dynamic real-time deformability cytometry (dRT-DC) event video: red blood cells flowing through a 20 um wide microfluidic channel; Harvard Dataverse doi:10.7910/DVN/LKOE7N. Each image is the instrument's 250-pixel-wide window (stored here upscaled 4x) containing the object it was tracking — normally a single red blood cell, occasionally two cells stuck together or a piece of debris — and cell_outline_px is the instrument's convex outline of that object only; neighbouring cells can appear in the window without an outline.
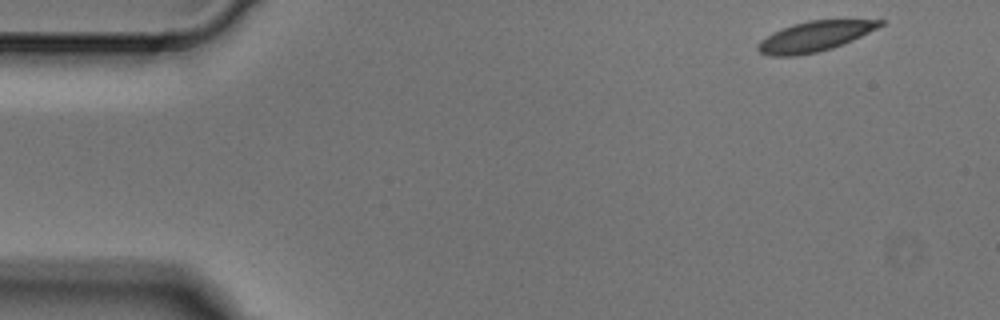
{"species": "Egyptian fruit bat (a non-hibernating species)", "species_latin": "Rousettus aegyptiacus", "temperature_condition": "cold", "stored_images_in_passage": 6, "camera_frame_rate_fps": 3000, "um_per_image_px": 0.085, "animal": {"sex": "male"}, "frame": {"image": 1, "passage_image": 1, "time_ms": 0.0, "image_size_px": [1000, 320], "cell_outline_px": [[884, 24], [844, 44], [832, 48], [816, 52], [796, 56], [772, 56], [760, 52], [756, 48], [756, 44], [760, 40], [772, 32], [792, 24], [808, 20], [884, 20]], "centroid_in_image_um": [69.19, 3.1], "position_along_channel_um": 15.8, "area_um2": 21.33}}
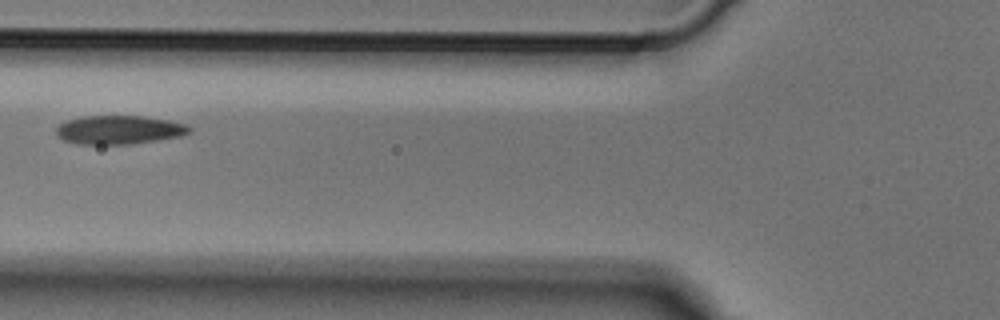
{"frame": {"image": 2, "passage_image": 5, "time_ms": 1.333, "image_size_px": [1000, 320], "cell_outline_px": [[192, 132], [180, 136], [132, 144], [76, 144], [64, 140], [56, 136], [56, 128], [60, 124], [68, 120], [84, 116], [144, 116], [168, 120], [188, 124], [192, 128]], "centroid_in_image_um": [10.14, 11.04], "position_along_channel_um": 115.7, "area_um2": 22.37}}
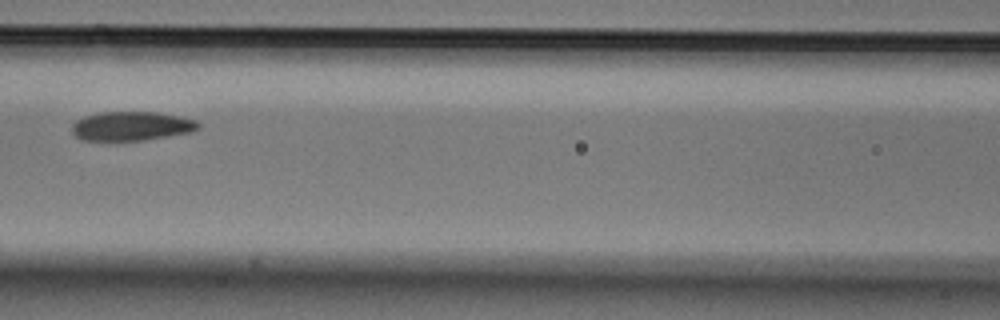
{"frame": {"image": 3, "passage_image": 6, "time_ms": 1.667, "image_size_px": [1000, 320], "cell_outline_px": [[200, 128], [192, 132], [144, 140], [80, 140], [72, 132], [72, 124], [76, 120], [84, 116], [100, 112], [156, 112], [180, 116], [196, 120], [200, 124]], "centroid_in_image_um": [11.18, 10.71], "position_along_channel_um": 155.4, "area_um2": 21.5}}